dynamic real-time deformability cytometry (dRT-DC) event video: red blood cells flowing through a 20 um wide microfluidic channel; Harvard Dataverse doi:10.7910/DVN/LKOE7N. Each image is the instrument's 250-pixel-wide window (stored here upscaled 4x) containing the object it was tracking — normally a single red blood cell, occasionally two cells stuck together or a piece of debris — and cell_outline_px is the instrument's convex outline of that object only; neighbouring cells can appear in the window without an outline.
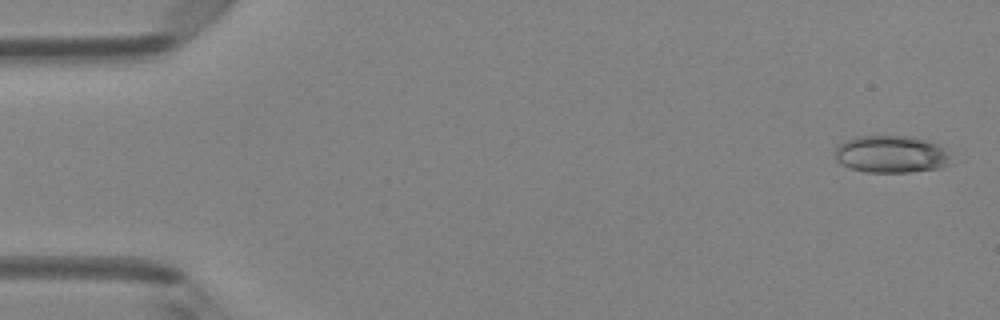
{"species": "Egyptian fruit bat (a non-hibernating species)", "species_latin": "Rousettus aegyptiacus", "temperature_condition": "room temperature", "stored_images_in_passage": 4, "camera_frame_rate_fps": 3000, "um_per_image_px": 0.085, "animal": {"sex": "female"}, "frame": {"image": 1, "passage_image": 1, "time_ms": 0.0, "image_size_px": [1000, 320], "cell_outline_px": [[952, 164], [940, 168], [908, 172], [864, 172], [840, 164], [836, 160], [836, 148], [844, 140], [856, 136], [912, 136], [928, 140], [944, 148], [948, 152]], "centroid_in_image_um": [75.77, 13.11], "position_along_channel_um": 9.2, "area_um2": 25.37}}